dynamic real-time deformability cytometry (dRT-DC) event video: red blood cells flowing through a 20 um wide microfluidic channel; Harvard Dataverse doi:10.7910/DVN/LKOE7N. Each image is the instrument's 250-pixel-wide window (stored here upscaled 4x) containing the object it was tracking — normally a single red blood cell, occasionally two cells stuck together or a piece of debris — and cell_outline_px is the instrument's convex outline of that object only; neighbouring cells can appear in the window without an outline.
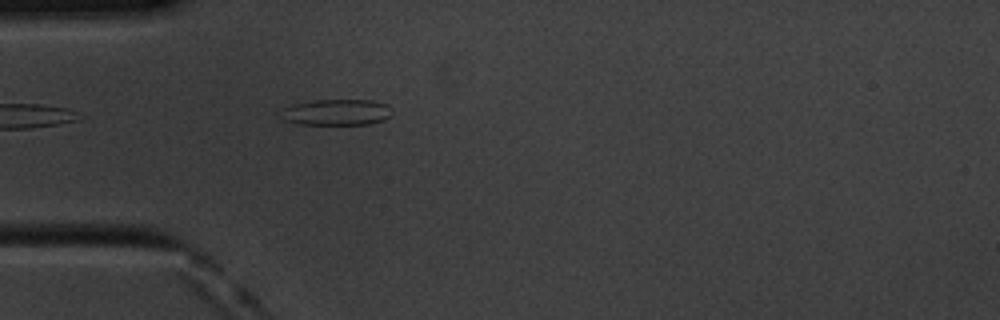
{"species": "common noctule bat (a hibernating species)", "species_latin": "Nyctalus noctula", "temperature_condition": "cold", "stored_images_in_passage": 42, "camera_frame_rate_fps": 3000, "um_per_image_px": 0.085, "animal": {"sex": "male", "body_mass_g": 20.1, "forearm_length_mm": 53.5}, "frame": {"image": 1, "passage_image": 1, "time_ms": 0.0, "image_size_px": [1000, 320], "cell_outline_px": [[392, 116], [384, 120], [368, 124], [300, 124], [284, 120], [280, 116], [284, 108], [296, 104], [316, 100], [372, 100], [388, 104], [392, 108]], "centroid_in_image_um": [28.68, 9.54], "position_along_channel_um": 56.3, "area_um2": 16.88}}
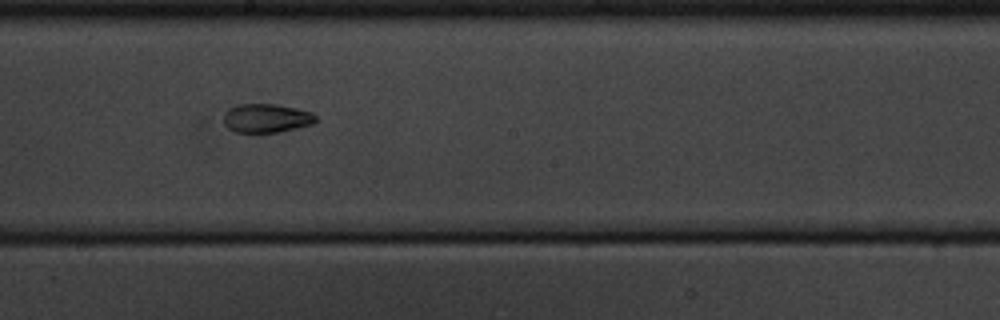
{"frame": {"image": 2, "passage_image": 16, "time_ms": 5.0, "image_size_px": [1000, 320], "cell_outline_px": [[320, 120], [312, 124], [280, 132], [236, 132], [228, 128], [224, 124], [224, 112], [228, 108], [240, 104], [276, 104], [296, 108], [312, 112]], "centroid_in_image_um": [22.66, 10.04], "position_along_channel_um": 225.5, "area_um2": 15.61}}
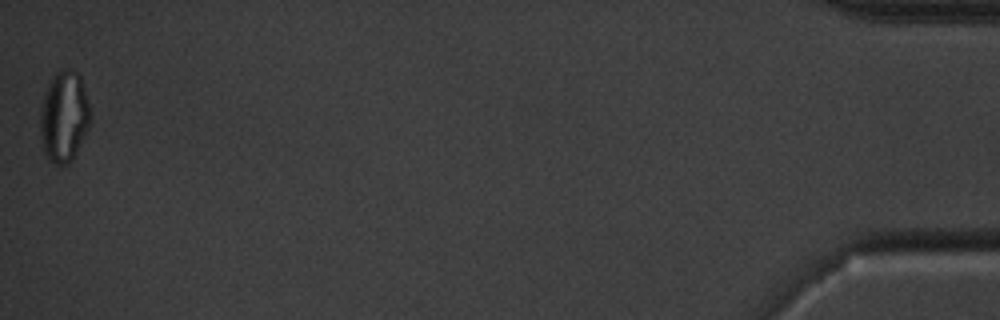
{"frame": {"image": 3, "passage_image": 42, "time_ms": 13.667, "image_size_px": [1000, 320], "cell_outline_px": [[88, 128], [72, 160], [68, 164], [56, 164], [48, 160], [44, 152], [40, 140], [40, 112], [44, 96], [48, 84], [52, 76], [56, 72], [64, 68], [68, 68], [80, 72], [88, 104]], "centroid_in_image_um": [5.41, 9.89], "position_along_channel_um": 429.8, "area_um2": 26.41}, "authors_computed_cell_mechanics": {"area_um2": 15.8083, "velocity_mm_per_s": 3.4568, "shape_relaxation_time_tau1_ms": null, "shape_relaxation_time_tau2_ms": 4.6321, "deformation_change_tau1": null, "deformation_change_tau2": 0.0885}}